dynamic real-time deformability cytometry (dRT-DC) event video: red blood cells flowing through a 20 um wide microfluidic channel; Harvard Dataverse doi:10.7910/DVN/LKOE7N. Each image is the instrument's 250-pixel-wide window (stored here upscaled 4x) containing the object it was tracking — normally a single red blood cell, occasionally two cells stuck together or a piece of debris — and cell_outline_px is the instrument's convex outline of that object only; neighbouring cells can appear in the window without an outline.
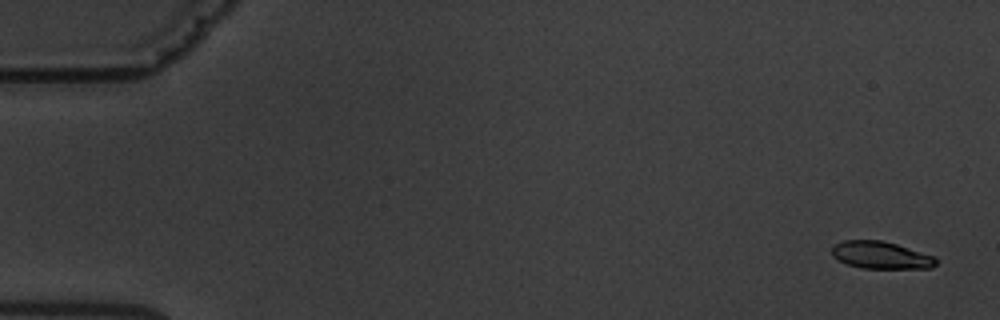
{"species": "common noctule bat (a hibernating species)", "species_latin": "Nyctalus noctula", "temperature_condition": "warm", "stored_images_in_passage": 6, "camera_frame_rate_fps": 3000, "um_per_image_px": 0.085, "animal": {"sex": "male", "body_mass_g": 19.5, "forearm_length_mm": 54.6}, "frame": {"image": 1, "passage_image": 1, "time_ms": 0.0, "image_size_px": [1000, 320], "cell_outline_px": [[936, 264], [932, 268], [864, 268], [848, 264], [832, 256], [832, 248], [836, 244], [844, 240], [880, 240], [896, 244], [936, 256]], "centroid_in_image_um": [74.9, 21.68], "position_along_channel_um": 10.1, "area_um2": 16.42}}
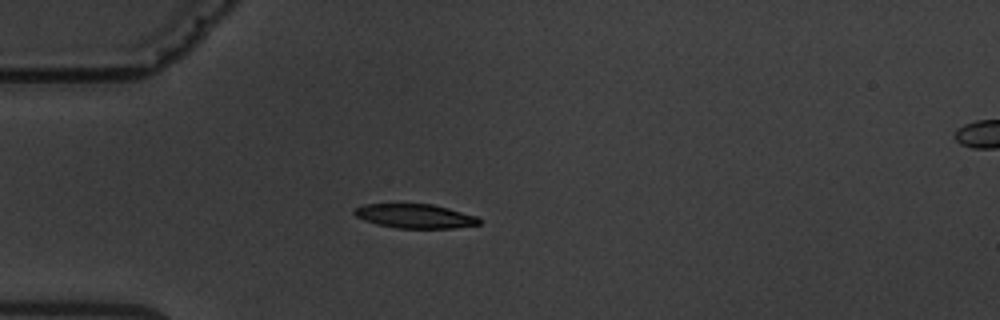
{"frame": {"image": 2, "passage_image": 5, "time_ms": 4.667, "image_size_px": [1000, 320], "cell_outline_px": [[480, 224], [452, 228], [396, 228], [376, 224], [364, 220], [356, 216], [352, 212], [356, 208], [364, 204], [432, 204], [448, 208], [476, 216], [480, 220]], "centroid_in_image_um": [35.25, 18.37], "position_along_channel_um": 49.8, "area_um2": 17.46}}